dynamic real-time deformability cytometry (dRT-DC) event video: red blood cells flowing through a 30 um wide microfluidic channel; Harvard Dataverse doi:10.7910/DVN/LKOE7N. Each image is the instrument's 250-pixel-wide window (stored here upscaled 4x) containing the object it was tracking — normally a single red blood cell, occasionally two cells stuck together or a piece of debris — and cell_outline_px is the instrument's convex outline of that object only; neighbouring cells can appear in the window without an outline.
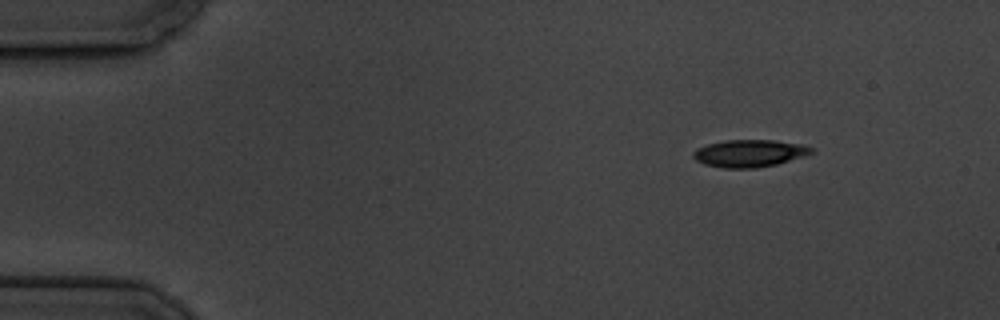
{"species": "common noctule bat (a hibernating species)", "species_latin": "Nyctalus noctula", "temperature_condition": "cold", "stored_images_in_passage": 3, "camera_frame_rate_fps": 3000, "um_per_image_px": 0.085, "animal": {"sex": "male", "body_mass_g": 19.5, "forearm_length_mm": 54.6}, "frame": {"image": 1, "passage_image": 1, "time_ms": 0.0, "image_size_px": [1000, 320], "cell_outline_px": [[812, 152], [776, 164], [756, 168], [724, 168], [704, 164], [696, 160], [692, 156], [692, 152], [696, 148], [708, 144], [724, 140], [772, 140], [800, 144], [812, 148]], "centroid_in_image_um": [63.6, 13.03], "position_along_channel_um": 21.4, "area_um2": 18.5}}
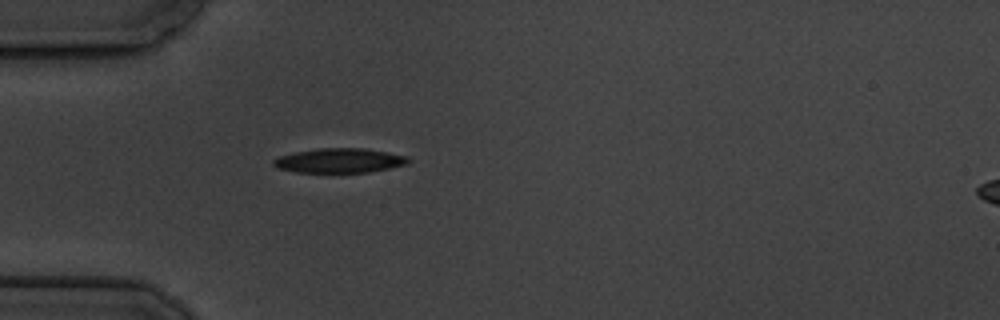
{"frame": {"image": 2, "passage_image": 3, "time_ms": 3.333, "image_size_px": [1000, 320], "cell_outline_px": [[412, 160], [408, 164], [368, 172], [296, 172], [280, 168], [272, 164], [272, 160], [280, 156], [296, 152], [320, 148], [364, 148], [388, 152], [408, 156]], "centroid_in_image_um": [28.9, 13.64], "position_along_channel_um": 56.1, "area_um2": 19.13}}